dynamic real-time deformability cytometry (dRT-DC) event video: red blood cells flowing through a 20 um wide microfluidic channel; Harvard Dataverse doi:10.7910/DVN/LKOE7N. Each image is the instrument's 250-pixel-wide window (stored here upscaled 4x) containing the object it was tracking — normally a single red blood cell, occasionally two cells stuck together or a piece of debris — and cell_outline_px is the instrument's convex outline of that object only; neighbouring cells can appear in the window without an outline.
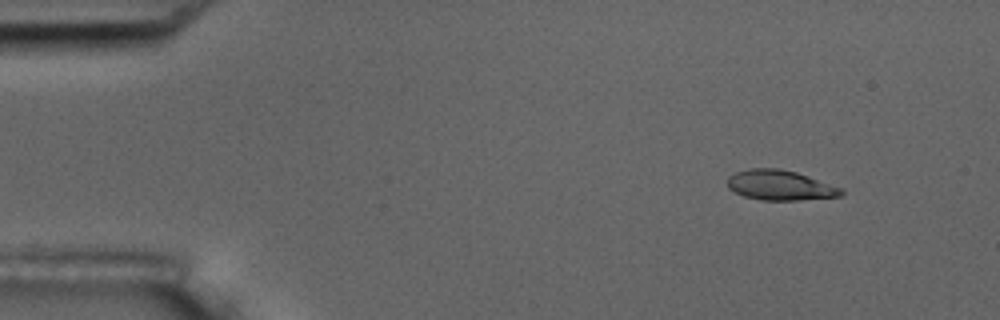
{"species": "common noctule bat (a hibernating species)", "species_latin": "Nyctalus noctula", "temperature_condition": "room temperature", "stored_images_in_passage": 4, "camera_frame_rate_fps": 3000, "um_per_image_px": 0.085, "animal": {"sex": "male", "body_mass_g": 17.5, "forearm_length_mm": 52.3}, "frame": {"image": 1, "passage_image": 1, "time_ms": 0.0, "image_size_px": [1000, 320], "cell_outline_px": [[844, 192], [840, 196], [800, 200], [760, 200], [744, 196], [728, 188], [728, 176], [736, 172], [748, 168], [780, 168], [796, 172], [844, 188]], "centroid_in_image_um": [66.32, 15.74], "position_along_channel_um": 18.7, "area_um2": 20.0}}
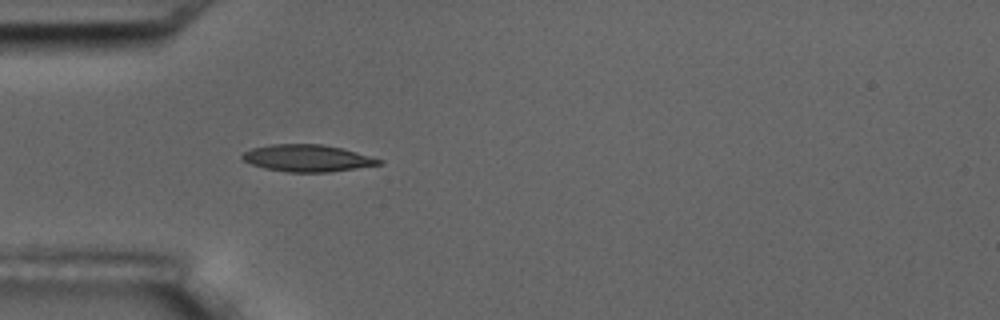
{"frame": {"image": 2, "passage_image": 4, "time_ms": 3.667, "image_size_px": [1000, 320], "cell_outline_px": [[384, 164], [328, 172], [288, 172], [264, 168], [240, 160], [240, 156], [244, 152], [252, 148], [272, 144], [320, 144], [340, 148], [356, 152], [384, 160]], "centroid_in_image_um": [26.1, 13.45], "position_along_channel_um": 58.9, "area_um2": 21.44}}